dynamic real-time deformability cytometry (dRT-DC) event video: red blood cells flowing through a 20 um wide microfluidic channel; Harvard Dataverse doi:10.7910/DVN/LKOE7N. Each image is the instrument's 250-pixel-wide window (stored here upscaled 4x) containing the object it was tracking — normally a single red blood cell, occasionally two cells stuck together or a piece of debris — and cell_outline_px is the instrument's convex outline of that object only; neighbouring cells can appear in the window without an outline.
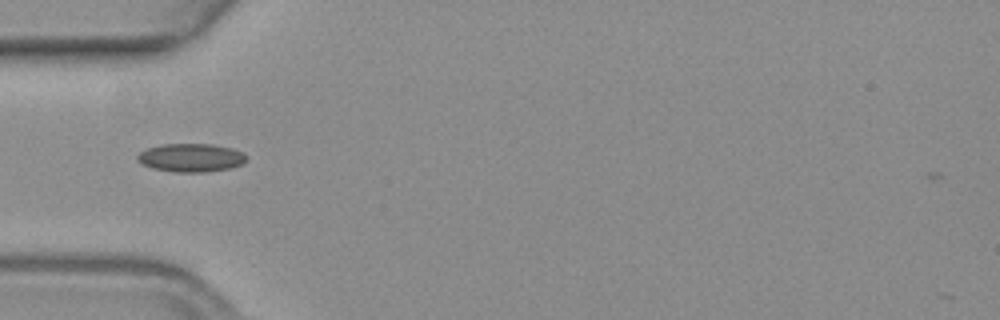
{"species": "common noctule bat (a hibernating species)", "species_latin": "Nyctalus noctula", "temperature_condition": "warm", "stored_images_in_passage": 39, "camera_frame_rate_fps": 3000, "um_per_image_px": 0.085, "animal": {"sex": "female", "body_mass_g": 19.3, "forearm_length_mm": 54.1}, "frame": {"image": 1, "passage_image": 1, "time_ms": 0.0, "image_size_px": [1000, 320], "cell_outline_px": [[244, 160], [240, 164], [228, 168], [204, 172], [176, 172], [152, 168], [136, 160], [136, 156], [140, 152], [148, 148], [160, 144], [212, 144], [232, 148], [240, 152], [244, 156]], "centroid_in_image_um": [16.16, 13.39], "position_along_channel_um": 68.8, "area_um2": 17.69}}
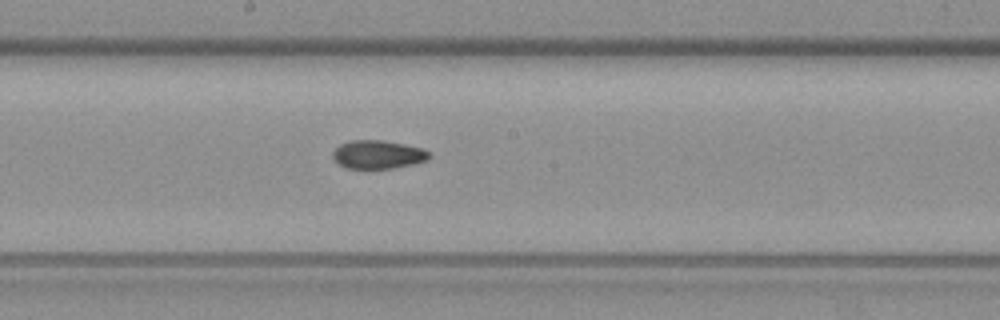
{"frame": {"image": 2, "passage_image": 13, "time_ms": 4.0, "image_size_px": [1000, 320], "cell_outline_px": [[432, 156], [428, 160], [412, 164], [392, 168], [344, 168], [332, 156], [332, 152], [340, 144], [348, 140], [384, 140], [424, 148], [432, 152]], "centroid_in_image_um": [32.17, 13.12], "position_along_channel_um": 216.0, "area_um2": 16.13}}
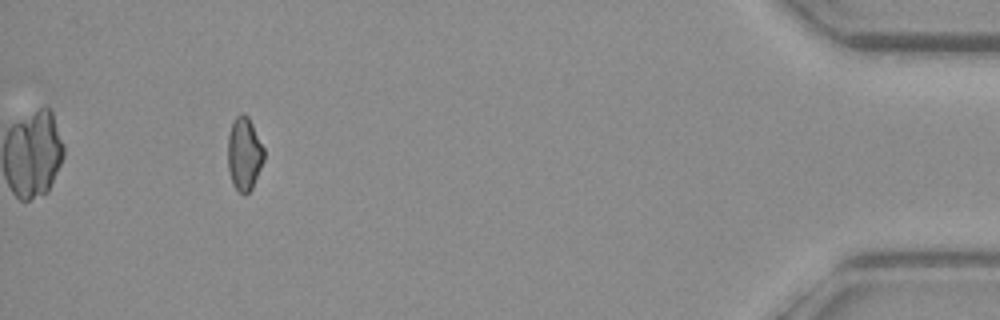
{"frame": {"image": 3, "passage_image": 35, "time_ms": 11.333, "image_size_px": [1000, 320], "cell_outline_px": [[264, 160], [252, 188], [244, 196], [236, 192], [232, 184], [228, 172], [228, 136], [232, 124], [236, 116], [240, 112], [244, 112], [248, 116], [264, 148]], "centroid_in_image_um": [20.75, 13.11], "position_along_channel_um": 414.5, "area_um2": 15.66}, "authors_computed_cell_mechanics": {"area_um2": 15.895, "velocity_mm_per_s": 3.6677, "shape_relaxation_time_tau1_ms": 9.8486, "shape_relaxation_time_tau2_ms": 2.4513, "deformation_change_tau1": 0.1865, "deformation_change_tau2": 0.0726}}